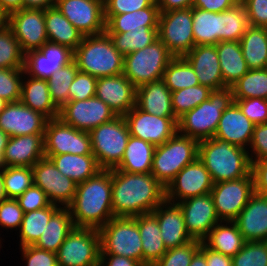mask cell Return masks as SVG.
<instances>
[{
    "mask_svg": "<svg viewBox=\"0 0 267 266\" xmlns=\"http://www.w3.org/2000/svg\"><path fill=\"white\" fill-rule=\"evenodd\" d=\"M171 94L162 79L143 84L136 88V106L146 113L159 117H176L172 108Z\"/></svg>",
    "mask_w": 267,
    "mask_h": 266,
    "instance_id": "cell-29",
    "label": "cell"
},
{
    "mask_svg": "<svg viewBox=\"0 0 267 266\" xmlns=\"http://www.w3.org/2000/svg\"><path fill=\"white\" fill-rule=\"evenodd\" d=\"M143 249V266H153L167 251L153 213L136 216Z\"/></svg>",
    "mask_w": 267,
    "mask_h": 266,
    "instance_id": "cell-31",
    "label": "cell"
},
{
    "mask_svg": "<svg viewBox=\"0 0 267 266\" xmlns=\"http://www.w3.org/2000/svg\"><path fill=\"white\" fill-rule=\"evenodd\" d=\"M117 116H124L136 105V87L124 74L98 78L96 95Z\"/></svg>",
    "mask_w": 267,
    "mask_h": 266,
    "instance_id": "cell-23",
    "label": "cell"
},
{
    "mask_svg": "<svg viewBox=\"0 0 267 266\" xmlns=\"http://www.w3.org/2000/svg\"><path fill=\"white\" fill-rule=\"evenodd\" d=\"M152 213L157 218L167 250L193 240L186 230L182 211L177 204L165 200Z\"/></svg>",
    "mask_w": 267,
    "mask_h": 266,
    "instance_id": "cell-27",
    "label": "cell"
},
{
    "mask_svg": "<svg viewBox=\"0 0 267 266\" xmlns=\"http://www.w3.org/2000/svg\"><path fill=\"white\" fill-rule=\"evenodd\" d=\"M74 61V50L47 41L38 50L24 54V75L48 80L50 76Z\"/></svg>",
    "mask_w": 267,
    "mask_h": 266,
    "instance_id": "cell-16",
    "label": "cell"
},
{
    "mask_svg": "<svg viewBox=\"0 0 267 266\" xmlns=\"http://www.w3.org/2000/svg\"><path fill=\"white\" fill-rule=\"evenodd\" d=\"M114 217L152 213L166 200V188L151 173H127L112 169Z\"/></svg>",
    "mask_w": 267,
    "mask_h": 266,
    "instance_id": "cell-1",
    "label": "cell"
},
{
    "mask_svg": "<svg viewBox=\"0 0 267 266\" xmlns=\"http://www.w3.org/2000/svg\"><path fill=\"white\" fill-rule=\"evenodd\" d=\"M200 250L206 256L207 266H232V257L208 248L203 242Z\"/></svg>",
    "mask_w": 267,
    "mask_h": 266,
    "instance_id": "cell-63",
    "label": "cell"
},
{
    "mask_svg": "<svg viewBox=\"0 0 267 266\" xmlns=\"http://www.w3.org/2000/svg\"><path fill=\"white\" fill-rule=\"evenodd\" d=\"M239 43L248 69H265L267 61L266 27L249 25Z\"/></svg>",
    "mask_w": 267,
    "mask_h": 266,
    "instance_id": "cell-39",
    "label": "cell"
},
{
    "mask_svg": "<svg viewBox=\"0 0 267 266\" xmlns=\"http://www.w3.org/2000/svg\"><path fill=\"white\" fill-rule=\"evenodd\" d=\"M233 102L231 87L212 90L206 101L179 118L178 132L198 141L214 137L223 111Z\"/></svg>",
    "mask_w": 267,
    "mask_h": 266,
    "instance_id": "cell-5",
    "label": "cell"
},
{
    "mask_svg": "<svg viewBox=\"0 0 267 266\" xmlns=\"http://www.w3.org/2000/svg\"><path fill=\"white\" fill-rule=\"evenodd\" d=\"M78 71L77 63L73 61L54 72L47 80L51 100L59 110L69 102V88Z\"/></svg>",
    "mask_w": 267,
    "mask_h": 266,
    "instance_id": "cell-46",
    "label": "cell"
},
{
    "mask_svg": "<svg viewBox=\"0 0 267 266\" xmlns=\"http://www.w3.org/2000/svg\"><path fill=\"white\" fill-rule=\"evenodd\" d=\"M31 168L34 185L46 193L52 204L68 207L73 202L77 183L63 175L50 158L44 156Z\"/></svg>",
    "mask_w": 267,
    "mask_h": 266,
    "instance_id": "cell-14",
    "label": "cell"
},
{
    "mask_svg": "<svg viewBox=\"0 0 267 266\" xmlns=\"http://www.w3.org/2000/svg\"><path fill=\"white\" fill-rule=\"evenodd\" d=\"M254 128L255 124L233 102L223 111L214 137L247 149L249 153L247 147L251 143Z\"/></svg>",
    "mask_w": 267,
    "mask_h": 266,
    "instance_id": "cell-26",
    "label": "cell"
},
{
    "mask_svg": "<svg viewBox=\"0 0 267 266\" xmlns=\"http://www.w3.org/2000/svg\"><path fill=\"white\" fill-rule=\"evenodd\" d=\"M21 99L25 105L44 115L48 120L59 117V109L51 100L47 80L23 75ZM27 81H26V80Z\"/></svg>",
    "mask_w": 267,
    "mask_h": 266,
    "instance_id": "cell-32",
    "label": "cell"
},
{
    "mask_svg": "<svg viewBox=\"0 0 267 266\" xmlns=\"http://www.w3.org/2000/svg\"><path fill=\"white\" fill-rule=\"evenodd\" d=\"M9 14L0 7V31L8 27Z\"/></svg>",
    "mask_w": 267,
    "mask_h": 266,
    "instance_id": "cell-70",
    "label": "cell"
},
{
    "mask_svg": "<svg viewBox=\"0 0 267 266\" xmlns=\"http://www.w3.org/2000/svg\"><path fill=\"white\" fill-rule=\"evenodd\" d=\"M251 173L255 193L267 195V158L251 162Z\"/></svg>",
    "mask_w": 267,
    "mask_h": 266,
    "instance_id": "cell-61",
    "label": "cell"
},
{
    "mask_svg": "<svg viewBox=\"0 0 267 266\" xmlns=\"http://www.w3.org/2000/svg\"><path fill=\"white\" fill-rule=\"evenodd\" d=\"M211 91L212 89L208 86L199 84L172 92L171 100L174 115L179 119L186 112L206 101Z\"/></svg>",
    "mask_w": 267,
    "mask_h": 266,
    "instance_id": "cell-47",
    "label": "cell"
},
{
    "mask_svg": "<svg viewBox=\"0 0 267 266\" xmlns=\"http://www.w3.org/2000/svg\"><path fill=\"white\" fill-rule=\"evenodd\" d=\"M202 242L214 251L233 257L246 241L233 221H221L210 230Z\"/></svg>",
    "mask_w": 267,
    "mask_h": 266,
    "instance_id": "cell-38",
    "label": "cell"
},
{
    "mask_svg": "<svg viewBox=\"0 0 267 266\" xmlns=\"http://www.w3.org/2000/svg\"><path fill=\"white\" fill-rule=\"evenodd\" d=\"M78 70L94 77H110L123 73L124 56L114 47L109 35L84 36L74 50Z\"/></svg>",
    "mask_w": 267,
    "mask_h": 266,
    "instance_id": "cell-4",
    "label": "cell"
},
{
    "mask_svg": "<svg viewBox=\"0 0 267 266\" xmlns=\"http://www.w3.org/2000/svg\"><path fill=\"white\" fill-rule=\"evenodd\" d=\"M44 156V134L9 137L4 152L6 167H32Z\"/></svg>",
    "mask_w": 267,
    "mask_h": 266,
    "instance_id": "cell-28",
    "label": "cell"
},
{
    "mask_svg": "<svg viewBox=\"0 0 267 266\" xmlns=\"http://www.w3.org/2000/svg\"><path fill=\"white\" fill-rule=\"evenodd\" d=\"M48 119L21 101L9 102L0 114V129L9 137L44 134Z\"/></svg>",
    "mask_w": 267,
    "mask_h": 266,
    "instance_id": "cell-22",
    "label": "cell"
},
{
    "mask_svg": "<svg viewBox=\"0 0 267 266\" xmlns=\"http://www.w3.org/2000/svg\"><path fill=\"white\" fill-rule=\"evenodd\" d=\"M0 7L8 14L24 8L23 0H0Z\"/></svg>",
    "mask_w": 267,
    "mask_h": 266,
    "instance_id": "cell-67",
    "label": "cell"
},
{
    "mask_svg": "<svg viewBox=\"0 0 267 266\" xmlns=\"http://www.w3.org/2000/svg\"><path fill=\"white\" fill-rule=\"evenodd\" d=\"M55 7L83 36L105 32L104 0H56Z\"/></svg>",
    "mask_w": 267,
    "mask_h": 266,
    "instance_id": "cell-18",
    "label": "cell"
},
{
    "mask_svg": "<svg viewBox=\"0 0 267 266\" xmlns=\"http://www.w3.org/2000/svg\"><path fill=\"white\" fill-rule=\"evenodd\" d=\"M156 146L130 135L121 162L114 168L127 173H151Z\"/></svg>",
    "mask_w": 267,
    "mask_h": 266,
    "instance_id": "cell-33",
    "label": "cell"
},
{
    "mask_svg": "<svg viewBox=\"0 0 267 266\" xmlns=\"http://www.w3.org/2000/svg\"><path fill=\"white\" fill-rule=\"evenodd\" d=\"M16 200L24 213L39 210L52 204L46 193L34 184L18 196Z\"/></svg>",
    "mask_w": 267,
    "mask_h": 266,
    "instance_id": "cell-55",
    "label": "cell"
},
{
    "mask_svg": "<svg viewBox=\"0 0 267 266\" xmlns=\"http://www.w3.org/2000/svg\"><path fill=\"white\" fill-rule=\"evenodd\" d=\"M198 159L209 171L213 183L236 180L251 173L248 150L215 137L199 141Z\"/></svg>",
    "mask_w": 267,
    "mask_h": 266,
    "instance_id": "cell-3",
    "label": "cell"
},
{
    "mask_svg": "<svg viewBox=\"0 0 267 266\" xmlns=\"http://www.w3.org/2000/svg\"><path fill=\"white\" fill-rule=\"evenodd\" d=\"M160 10L155 2L151 7L125 14H104L106 33H126L144 27H158Z\"/></svg>",
    "mask_w": 267,
    "mask_h": 266,
    "instance_id": "cell-30",
    "label": "cell"
},
{
    "mask_svg": "<svg viewBox=\"0 0 267 266\" xmlns=\"http://www.w3.org/2000/svg\"><path fill=\"white\" fill-rule=\"evenodd\" d=\"M130 135L155 146L164 144L178 131L177 117H159L140 110L136 105L124 115Z\"/></svg>",
    "mask_w": 267,
    "mask_h": 266,
    "instance_id": "cell-17",
    "label": "cell"
},
{
    "mask_svg": "<svg viewBox=\"0 0 267 266\" xmlns=\"http://www.w3.org/2000/svg\"><path fill=\"white\" fill-rule=\"evenodd\" d=\"M242 113L255 125L267 123V99H234Z\"/></svg>",
    "mask_w": 267,
    "mask_h": 266,
    "instance_id": "cell-54",
    "label": "cell"
},
{
    "mask_svg": "<svg viewBox=\"0 0 267 266\" xmlns=\"http://www.w3.org/2000/svg\"><path fill=\"white\" fill-rule=\"evenodd\" d=\"M162 80L171 92L200 84L193 67L184 57H174L169 62Z\"/></svg>",
    "mask_w": 267,
    "mask_h": 266,
    "instance_id": "cell-45",
    "label": "cell"
},
{
    "mask_svg": "<svg viewBox=\"0 0 267 266\" xmlns=\"http://www.w3.org/2000/svg\"><path fill=\"white\" fill-rule=\"evenodd\" d=\"M160 12L192 8L195 0H156Z\"/></svg>",
    "mask_w": 267,
    "mask_h": 266,
    "instance_id": "cell-65",
    "label": "cell"
},
{
    "mask_svg": "<svg viewBox=\"0 0 267 266\" xmlns=\"http://www.w3.org/2000/svg\"><path fill=\"white\" fill-rule=\"evenodd\" d=\"M200 246L201 241L193 239L186 244L168 249L153 266H189Z\"/></svg>",
    "mask_w": 267,
    "mask_h": 266,
    "instance_id": "cell-51",
    "label": "cell"
},
{
    "mask_svg": "<svg viewBox=\"0 0 267 266\" xmlns=\"http://www.w3.org/2000/svg\"><path fill=\"white\" fill-rule=\"evenodd\" d=\"M173 58L158 38L151 45L124 56L123 74L136 88L159 81Z\"/></svg>",
    "mask_w": 267,
    "mask_h": 266,
    "instance_id": "cell-7",
    "label": "cell"
},
{
    "mask_svg": "<svg viewBox=\"0 0 267 266\" xmlns=\"http://www.w3.org/2000/svg\"><path fill=\"white\" fill-rule=\"evenodd\" d=\"M97 78L81 71L69 88V101H81L95 97Z\"/></svg>",
    "mask_w": 267,
    "mask_h": 266,
    "instance_id": "cell-53",
    "label": "cell"
},
{
    "mask_svg": "<svg viewBox=\"0 0 267 266\" xmlns=\"http://www.w3.org/2000/svg\"><path fill=\"white\" fill-rule=\"evenodd\" d=\"M51 159L56 168L74 182L81 183L95 176L102 170L94 155L60 154L45 155Z\"/></svg>",
    "mask_w": 267,
    "mask_h": 266,
    "instance_id": "cell-36",
    "label": "cell"
},
{
    "mask_svg": "<svg viewBox=\"0 0 267 266\" xmlns=\"http://www.w3.org/2000/svg\"><path fill=\"white\" fill-rule=\"evenodd\" d=\"M27 266H58L57 254L28 245L20 247Z\"/></svg>",
    "mask_w": 267,
    "mask_h": 266,
    "instance_id": "cell-57",
    "label": "cell"
},
{
    "mask_svg": "<svg viewBox=\"0 0 267 266\" xmlns=\"http://www.w3.org/2000/svg\"><path fill=\"white\" fill-rule=\"evenodd\" d=\"M189 266H207L206 256L200 249L192 257Z\"/></svg>",
    "mask_w": 267,
    "mask_h": 266,
    "instance_id": "cell-69",
    "label": "cell"
},
{
    "mask_svg": "<svg viewBox=\"0 0 267 266\" xmlns=\"http://www.w3.org/2000/svg\"><path fill=\"white\" fill-rule=\"evenodd\" d=\"M23 75V68H0V97L8 103L20 101Z\"/></svg>",
    "mask_w": 267,
    "mask_h": 266,
    "instance_id": "cell-52",
    "label": "cell"
},
{
    "mask_svg": "<svg viewBox=\"0 0 267 266\" xmlns=\"http://www.w3.org/2000/svg\"><path fill=\"white\" fill-rule=\"evenodd\" d=\"M9 136L0 129V170L6 167L4 160V152L8 142Z\"/></svg>",
    "mask_w": 267,
    "mask_h": 266,
    "instance_id": "cell-68",
    "label": "cell"
},
{
    "mask_svg": "<svg viewBox=\"0 0 267 266\" xmlns=\"http://www.w3.org/2000/svg\"><path fill=\"white\" fill-rule=\"evenodd\" d=\"M254 193L252 173L236 180L214 183L210 192L221 221H233Z\"/></svg>",
    "mask_w": 267,
    "mask_h": 266,
    "instance_id": "cell-13",
    "label": "cell"
},
{
    "mask_svg": "<svg viewBox=\"0 0 267 266\" xmlns=\"http://www.w3.org/2000/svg\"><path fill=\"white\" fill-rule=\"evenodd\" d=\"M239 2L240 0H195L193 8L220 13L235 6Z\"/></svg>",
    "mask_w": 267,
    "mask_h": 266,
    "instance_id": "cell-62",
    "label": "cell"
},
{
    "mask_svg": "<svg viewBox=\"0 0 267 266\" xmlns=\"http://www.w3.org/2000/svg\"><path fill=\"white\" fill-rule=\"evenodd\" d=\"M5 199H7V196L4 190L3 170H0V202H2Z\"/></svg>",
    "mask_w": 267,
    "mask_h": 266,
    "instance_id": "cell-71",
    "label": "cell"
},
{
    "mask_svg": "<svg viewBox=\"0 0 267 266\" xmlns=\"http://www.w3.org/2000/svg\"><path fill=\"white\" fill-rule=\"evenodd\" d=\"M199 141L178 131L155 148L151 174L166 188L176 175L198 158Z\"/></svg>",
    "mask_w": 267,
    "mask_h": 266,
    "instance_id": "cell-6",
    "label": "cell"
},
{
    "mask_svg": "<svg viewBox=\"0 0 267 266\" xmlns=\"http://www.w3.org/2000/svg\"><path fill=\"white\" fill-rule=\"evenodd\" d=\"M7 104L8 102L0 97V114L3 112Z\"/></svg>",
    "mask_w": 267,
    "mask_h": 266,
    "instance_id": "cell-72",
    "label": "cell"
},
{
    "mask_svg": "<svg viewBox=\"0 0 267 266\" xmlns=\"http://www.w3.org/2000/svg\"><path fill=\"white\" fill-rule=\"evenodd\" d=\"M24 212L16 199L7 198L0 202V226L6 229L20 228Z\"/></svg>",
    "mask_w": 267,
    "mask_h": 266,
    "instance_id": "cell-56",
    "label": "cell"
},
{
    "mask_svg": "<svg viewBox=\"0 0 267 266\" xmlns=\"http://www.w3.org/2000/svg\"><path fill=\"white\" fill-rule=\"evenodd\" d=\"M156 0H104V14H125L151 7Z\"/></svg>",
    "mask_w": 267,
    "mask_h": 266,
    "instance_id": "cell-58",
    "label": "cell"
},
{
    "mask_svg": "<svg viewBox=\"0 0 267 266\" xmlns=\"http://www.w3.org/2000/svg\"><path fill=\"white\" fill-rule=\"evenodd\" d=\"M114 47L123 55L138 51L158 39V27H144L126 33H107Z\"/></svg>",
    "mask_w": 267,
    "mask_h": 266,
    "instance_id": "cell-42",
    "label": "cell"
},
{
    "mask_svg": "<svg viewBox=\"0 0 267 266\" xmlns=\"http://www.w3.org/2000/svg\"><path fill=\"white\" fill-rule=\"evenodd\" d=\"M60 208L59 205L51 204L48 207L24 213L20 225V247L34 245L42 235L51 216Z\"/></svg>",
    "mask_w": 267,
    "mask_h": 266,
    "instance_id": "cell-41",
    "label": "cell"
},
{
    "mask_svg": "<svg viewBox=\"0 0 267 266\" xmlns=\"http://www.w3.org/2000/svg\"><path fill=\"white\" fill-rule=\"evenodd\" d=\"M24 66V53L10 27L0 31V68L19 69Z\"/></svg>",
    "mask_w": 267,
    "mask_h": 266,
    "instance_id": "cell-49",
    "label": "cell"
},
{
    "mask_svg": "<svg viewBox=\"0 0 267 266\" xmlns=\"http://www.w3.org/2000/svg\"><path fill=\"white\" fill-rule=\"evenodd\" d=\"M112 169L78 183L73 202L68 206L75 227L102 228L111 218Z\"/></svg>",
    "mask_w": 267,
    "mask_h": 266,
    "instance_id": "cell-2",
    "label": "cell"
},
{
    "mask_svg": "<svg viewBox=\"0 0 267 266\" xmlns=\"http://www.w3.org/2000/svg\"><path fill=\"white\" fill-rule=\"evenodd\" d=\"M184 58L193 67L201 85L212 90L225 88L216 45L194 46Z\"/></svg>",
    "mask_w": 267,
    "mask_h": 266,
    "instance_id": "cell-25",
    "label": "cell"
},
{
    "mask_svg": "<svg viewBox=\"0 0 267 266\" xmlns=\"http://www.w3.org/2000/svg\"><path fill=\"white\" fill-rule=\"evenodd\" d=\"M234 99H267V69L248 70L231 86Z\"/></svg>",
    "mask_w": 267,
    "mask_h": 266,
    "instance_id": "cell-44",
    "label": "cell"
},
{
    "mask_svg": "<svg viewBox=\"0 0 267 266\" xmlns=\"http://www.w3.org/2000/svg\"><path fill=\"white\" fill-rule=\"evenodd\" d=\"M232 266H267V241H248L232 257Z\"/></svg>",
    "mask_w": 267,
    "mask_h": 266,
    "instance_id": "cell-50",
    "label": "cell"
},
{
    "mask_svg": "<svg viewBox=\"0 0 267 266\" xmlns=\"http://www.w3.org/2000/svg\"><path fill=\"white\" fill-rule=\"evenodd\" d=\"M216 50L224 86L231 87L249 70L240 43L238 41H221L216 44Z\"/></svg>",
    "mask_w": 267,
    "mask_h": 266,
    "instance_id": "cell-35",
    "label": "cell"
},
{
    "mask_svg": "<svg viewBox=\"0 0 267 266\" xmlns=\"http://www.w3.org/2000/svg\"><path fill=\"white\" fill-rule=\"evenodd\" d=\"M245 9L248 23L251 26H267V0H240Z\"/></svg>",
    "mask_w": 267,
    "mask_h": 266,
    "instance_id": "cell-59",
    "label": "cell"
},
{
    "mask_svg": "<svg viewBox=\"0 0 267 266\" xmlns=\"http://www.w3.org/2000/svg\"><path fill=\"white\" fill-rule=\"evenodd\" d=\"M233 222L246 242L267 241V195L254 193Z\"/></svg>",
    "mask_w": 267,
    "mask_h": 266,
    "instance_id": "cell-24",
    "label": "cell"
},
{
    "mask_svg": "<svg viewBox=\"0 0 267 266\" xmlns=\"http://www.w3.org/2000/svg\"><path fill=\"white\" fill-rule=\"evenodd\" d=\"M45 155H93L89 132L65 124L59 117L47 121L44 132Z\"/></svg>",
    "mask_w": 267,
    "mask_h": 266,
    "instance_id": "cell-12",
    "label": "cell"
},
{
    "mask_svg": "<svg viewBox=\"0 0 267 266\" xmlns=\"http://www.w3.org/2000/svg\"><path fill=\"white\" fill-rule=\"evenodd\" d=\"M213 184L209 171L197 158L166 186V201L176 204L191 197L209 194Z\"/></svg>",
    "mask_w": 267,
    "mask_h": 266,
    "instance_id": "cell-19",
    "label": "cell"
},
{
    "mask_svg": "<svg viewBox=\"0 0 267 266\" xmlns=\"http://www.w3.org/2000/svg\"><path fill=\"white\" fill-rule=\"evenodd\" d=\"M100 234V254L124 256L143 265L142 241L136 216L113 217L102 228Z\"/></svg>",
    "mask_w": 267,
    "mask_h": 266,
    "instance_id": "cell-8",
    "label": "cell"
},
{
    "mask_svg": "<svg viewBox=\"0 0 267 266\" xmlns=\"http://www.w3.org/2000/svg\"><path fill=\"white\" fill-rule=\"evenodd\" d=\"M56 0H23L24 8L48 9L55 6Z\"/></svg>",
    "mask_w": 267,
    "mask_h": 266,
    "instance_id": "cell-66",
    "label": "cell"
},
{
    "mask_svg": "<svg viewBox=\"0 0 267 266\" xmlns=\"http://www.w3.org/2000/svg\"><path fill=\"white\" fill-rule=\"evenodd\" d=\"M48 41L75 50L83 40V34L55 6L44 10Z\"/></svg>",
    "mask_w": 267,
    "mask_h": 266,
    "instance_id": "cell-34",
    "label": "cell"
},
{
    "mask_svg": "<svg viewBox=\"0 0 267 266\" xmlns=\"http://www.w3.org/2000/svg\"><path fill=\"white\" fill-rule=\"evenodd\" d=\"M74 227L70 209L68 207H60L51 216L46 228L34 246L57 253L61 244Z\"/></svg>",
    "mask_w": 267,
    "mask_h": 266,
    "instance_id": "cell-37",
    "label": "cell"
},
{
    "mask_svg": "<svg viewBox=\"0 0 267 266\" xmlns=\"http://www.w3.org/2000/svg\"><path fill=\"white\" fill-rule=\"evenodd\" d=\"M249 148H252L249 153L251 162L267 158V123L255 125Z\"/></svg>",
    "mask_w": 267,
    "mask_h": 266,
    "instance_id": "cell-60",
    "label": "cell"
},
{
    "mask_svg": "<svg viewBox=\"0 0 267 266\" xmlns=\"http://www.w3.org/2000/svg\"><path fill=\"white\" fill-rule=\"evenodd\" d=\"M183 214L185 227L192 239L203 241L219 219L211 194L199 195L176 203Z\"/></svg>",
    "mask_w": 267,
    "mask_h": 266,
    "instance_id": "cell-21",
    "label": "cell"
},
{
    "mask_svg": "<svg viewBox=\"0 0 267 266\" xmlns=\"http://www.w3.org/2000/svg\"><path fill=\"white\" fill-rule=\"evenodd\" d=\"M98 266H143L140 262L113 254H100Z\"/></svg>",
    "mask_w": 267,
    "mask_h": 266,
    "instance_id": "cell-64",
    "label": "cell"
},
{
    "mask_svg": "<svg viewBox=\"0 0 267 266\" xmlns=\"http://www.w3.org/2000/svg\"><path fill=\"white\" fill-rule=\"evenodd\" d=\"M195 46L220 42V13L192 7Z\"/></svg>",
    "mask_w": 267,
    "mask_h": 266,
    "instance_id": "cell-40",
    "label": "cell"
},
{
    "mask_svg": "<svg viewBox=\"0 0 267 266\" xmlns=\"http://www.w3.org/2000/svg\"><path fill=\"white\" fill-rule=\"evenodd\" d=\"M92 153L101 169H114L122 160L130 132L124 116L93 128L90 132Z\"/></svg>",
    "mask_w": 267,
    "mask_h": 266,
    "instance_id": "cell-9",
    "label": "cell"
},
{
    "mask_svg": "<svg viewBox=\"0 0 267 266\" xmlns=\"http://www.w3.org/2000/svg\"><path fill=\"white\" fill-rule=\"evenodd\" d=\"M115 117L116 113L96 96L81 101H69L59 110V118L65 124L85 132H90Z\"/></svg>",
    "mask_w": 267,
    "mask_h": 266,
    "instance_id": "cell-15",
    "label": "cell"
},
{
    "mask_svg": "<svg viewBox=\"0 0 267 266\" xmlns=\"http://www.w3.org/2000/svg\"><path fill=\"white\" fill-rule=\"evenodd\" d=\"M8 26L24 54L38 50L48 41L44 9L23 8L9 14Z\"/></svg>",
    "mask_w": 267,
    "mask_h": 266,
    "instance_id": "cell-20",
    "label": "cell"
},
{
    "mask_svg": "<svg viewBox=\"0 0 267 266\" xmlns=\"http://www.w3.org/2000/svg\"><path fill=\"white\" fill-rule=\"evenodd\" d=\"M248 26L246 9L240 1L235 6L220 12V42H239Z\"/></svg>",
    "mask_w": 267,
    "mask_h": 266,
    "instance_id": "cell-43",
    "label": "cell"
},
{
    "mask_svg": "<svg viewBox=\"0 0 267 266\" xmlns=\"http://www.w3.org/2000/svg\"><path fill=\"white\" fill-rule=\"evenodd\" d=\"M158 38L174 57H184L195 46L192 8L160 12Z\"/></svg>",
    "mask_w": 267,
    "mask_h": 266,
    "instance_id": "cell-11",
    "label": "cell"
},
{
    "mask_svg": "<svg viewBox=\"0 0 267 266\" xmlns=\"http://www.w3.org/2000/svg\"><path fill=\"white\" fill-rule=\"evenodd\" d=\"M100 252L98 229L74 227L56 253L58 266H98Z\"/></svg>",
    "mask_w": 267,
    "mask_h": 266,
    "instance_id": "cell-10",
    "label": "cell"
},
{
    "mask_svg": "<svg viewBox=\"0 0 267 266\" xmlns=\"http://www.w3.org/2000/svg\"><path fill=\"white\" fill-rule=\"evenodd\" d=\"M3 178L7 198L16 199L34 184L31 167H5L3 169Z\"/></svg>",
    "mask_w": 267,
    "mask_h": 266,
    "instance_id": "cell-48",
    "label": "cell"
}]
</instances>
